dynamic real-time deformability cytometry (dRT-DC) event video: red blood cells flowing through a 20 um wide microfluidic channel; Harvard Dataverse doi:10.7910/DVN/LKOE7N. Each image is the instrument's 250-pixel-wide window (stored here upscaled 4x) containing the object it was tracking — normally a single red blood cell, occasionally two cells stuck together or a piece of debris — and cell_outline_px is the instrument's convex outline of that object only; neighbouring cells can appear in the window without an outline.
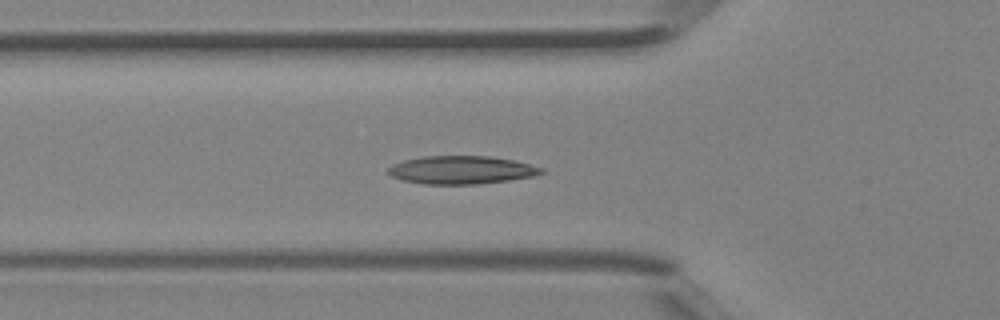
{"species": "Egyptian fruit bat (a non-hibernating species)", "species_latin": "Rousettus aegyptiacus", "temperature_condition": "room temperature", "stored_images_in_passage": 40, "camera_frame_rate_fps": 3000, "um_per_image_px": 0.085, "animal": {"sex": "female"}, "frame": {"image": 1, "passage_image": 12, "time_ms": 3.667, "image_size_px": [1000, 320], "cell_outline_px": [[544, 172], [532, 176], [508, 180], [476, 184], [424, 184], [400, 180], [392, 176], [388, 172], [388, 168], [392, 164], [404, 160], [424, 156], [488, 156], [512, 160], [544, 168]], "centroid_in_image_um": [39.18, 14.44], "position_along_channel_um": 86.6, "area_um2": 24.91}}
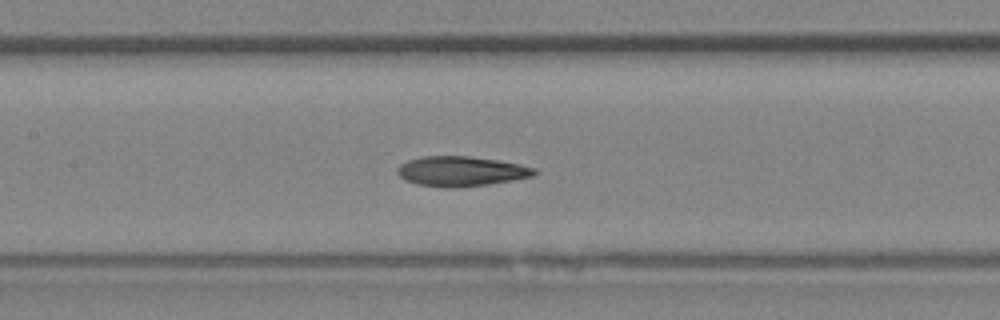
{"frame": {"image": 2, "passage_image": 17, "time_ms": 5.333, "image_size_px": [1000, 320], "cell_outline_px": [[536, 172], [532, 176], [512, 180], [488, 184], [452, 188], [444, 188], [416, 184], [404, 180], [396, 172], [396, 168], [400, 164], [408, 160], [420, 156], [468, 156], [500, 160], [520, 164], [536, 168]], "centroid_in_image_um": [39.15, 14.55], "position_along_channel_um": 168.3, "area_um2": 24.04}}
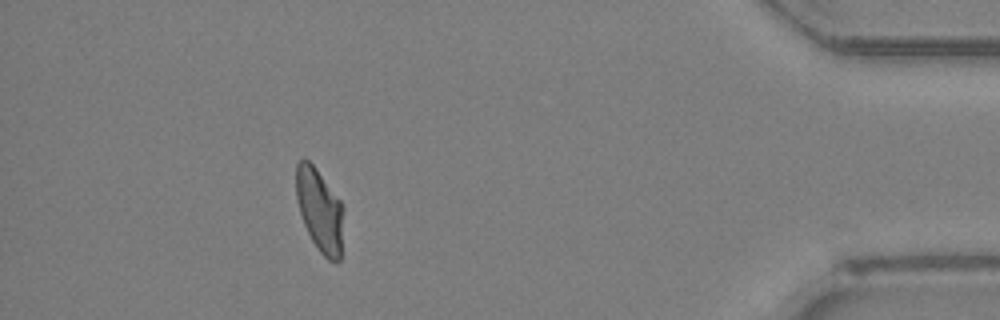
{"frame": {"image": 3, "passage_image": 35, "time_ms": 11.333, "image_size_px": [1000, 320], "cell_outline_px": [[344, 208], [340, 260], [328, 260], [320, 252], [312, 240], [304, 224], [300, 212], [296, 196], [296, 164], [304, 156], [316, 168], [340, 200]], "centroid_in_image_um": [27.17, 17.84], "position_along_channel_um": 408.0, "area_um2": 22.83}}